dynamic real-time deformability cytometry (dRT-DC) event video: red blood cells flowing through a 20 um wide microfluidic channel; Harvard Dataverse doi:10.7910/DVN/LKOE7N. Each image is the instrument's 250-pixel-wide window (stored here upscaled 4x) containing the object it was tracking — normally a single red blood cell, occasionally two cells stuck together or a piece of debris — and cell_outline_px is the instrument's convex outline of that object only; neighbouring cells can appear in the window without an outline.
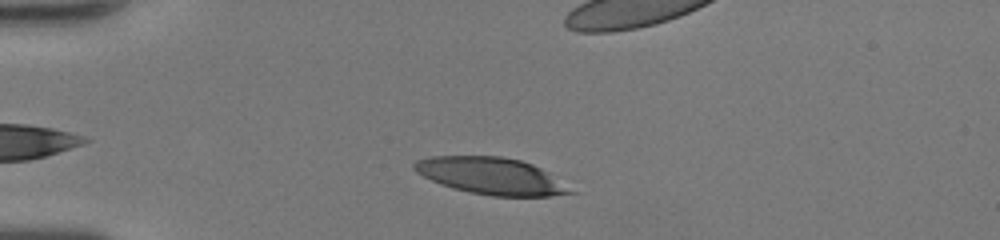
{"species": "human", "species_latin": "Homo sapiens", "temperature_condition": "room temperature", "stored_images_in_passage": 35, "camera_frame_rate_fps": 3000, "um_per_image_px": 0.085, "donor": {"sex": "female"}, "frame": {"image": 1, "passage_image": 5, "time_ms": 1.333, "image_size_px": [1000, 240], "cell_outline_px": [[580, 192], [552, 196], [492, 196], [468, 192], [452, 188], [440, 184], [416, 172], [412, 168], [412, 164], [416, 160], [432, 156], [500, 156], [520, 160], [532, 164], [540, 168]], "centroid_in_image_um": [41.77, 14.96], "position_along_channel_um": 43.2, "area_um2": 33.64}}
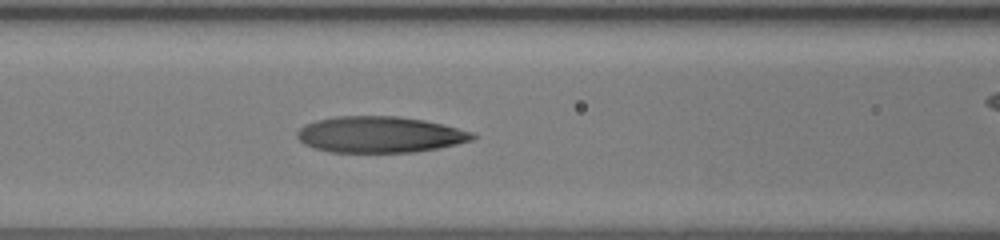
{"frame": {"image": 2, "passage_image": 14, "time_ms": 4.333, "image_size_px": [1000, 240], "cell_outline_px": [[476, 136], [472, 140], [456, 144], [436, 148], [412, 152], [332, 152], [312, 148], [304, 144], [296, 136], [296, 132], [304, 124], [316, 120], [336, 116], [396, 116], [424, 120], [472, 132]], "centroid_in_image_um": [32.21, 11.43], "position_along_channel_um": 134.4, "area_um2": 36.82}}
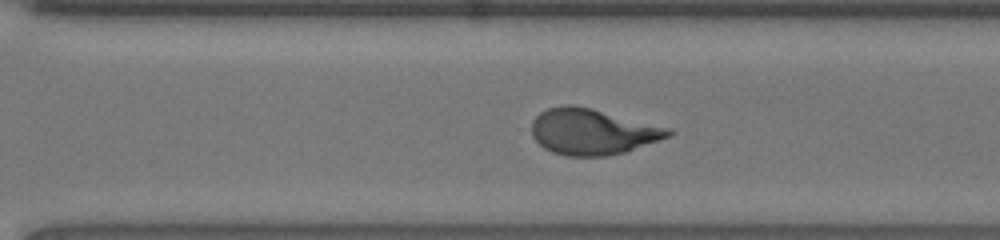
{"frame": {"image": 3, "passage_image": 27, "time_ms": 8.667, "image_size_px": [1000, 240], "cell_outline_px": [[676, 132], [668, 136], [624, 152], [604, 156], [564, 156], [552, 152], [544, 148], [532, 136], [532, 120], [540, 112], [548, 108], [564, 104], [572, 104], [592, 108], [672, 128]], "centroid_in_image_um": [50.34, 11.18], "position_along_channel_um": 320.3, "area_um2": 36.59}, "authors_computed_cell_mechanics": {"area_um2": 36.5874, "velocity_mm_per_s": 4.2903, "shape_relaxation_time_tau1_ms": 5.7206, "shape_relaxation_time_tau2_ms": 1.566, "deformation_change_tau1": 0.2898, "deformation_change_tau2": 0.0854}}